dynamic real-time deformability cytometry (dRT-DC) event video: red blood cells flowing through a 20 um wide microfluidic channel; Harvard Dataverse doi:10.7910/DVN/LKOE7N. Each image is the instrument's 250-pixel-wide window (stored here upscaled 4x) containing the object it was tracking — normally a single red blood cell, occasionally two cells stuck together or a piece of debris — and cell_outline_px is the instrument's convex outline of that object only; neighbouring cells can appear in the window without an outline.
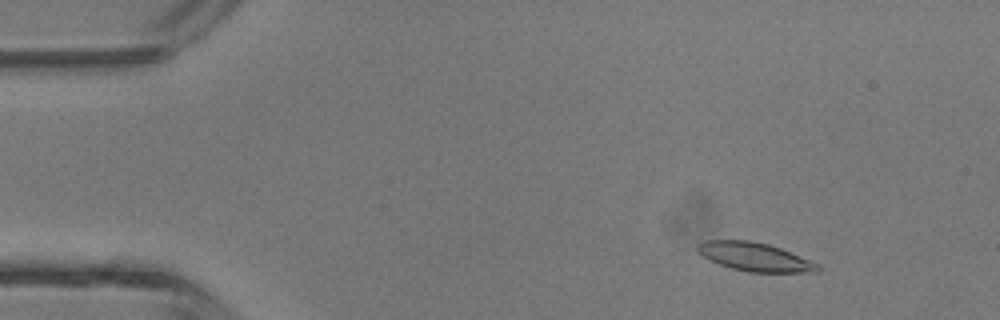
{"species": "common noctule bat (a hibernating species)", "species_latin": "Nyctalus noctula", "temperature_condition": "room temperature", "stored_images_in_passage": 44, "camera_frame_rate_fps": 3000, "um_per_image_px": 0.085, "animal": {"sex": "male", "body_mass_g": 13.3}, "frame": {"image": 1, "passage_image": 5, "time_ms": 1.333, "image_size_px": [1000, 320], "cell_outline_px": [[820, 272], [748, 272], [732, 268], [708, 260], [696, 248], [696, 244], [704, 240], [752, 240], [768, 244], [780, 248], [820, 264]], "centroid_in_image_um": [64.16, 21.83], "position_along_channel_um": 20.8, "area_um2": 20.0}}
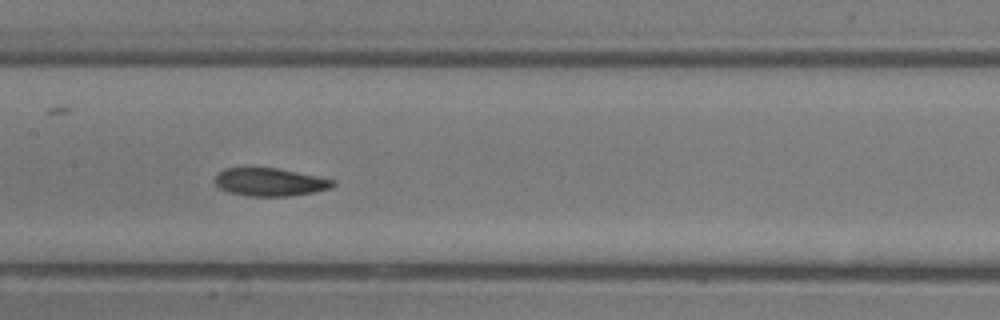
{"frame": {"image": 2, "passage_image": 21, "time_ms": 6.667, "image_size_px": [1000, 320], "cell_outline_px": [[336, 184], [332, 188], [312, 192], [288, 196], [244, 196], [228, 192], [220, 188], [212, 180], [216, 172], [224, 168], [276, 168], [336, 180]], "centroid_in_image_um": [22.89, 15.48], "position_along_channel_um": 184.5, "area_um2": 19.36}}
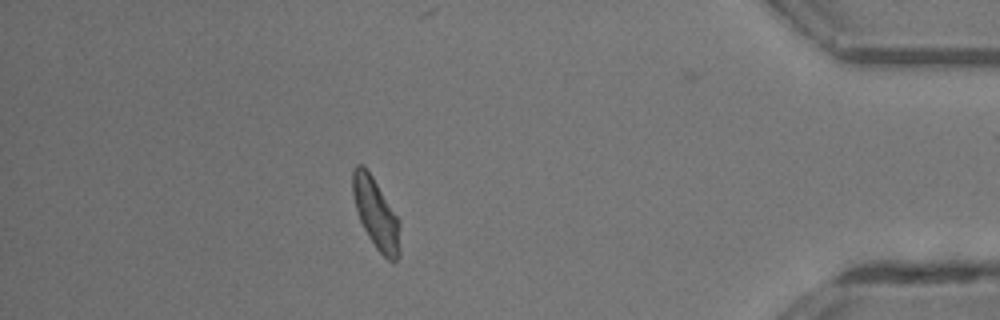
{"frame": {"image": 3, "passage_image": 38, "time_ms": 12.333, "image_size_px": [1000, 320], "cell_outline_px": [[400, 256], [392, 264], [376, 248], [368, 236], [360, 220], [356, 208], [352, 192], [352, 172], [356, 164], [364, 164], [372, 176], [400, 220]], "centroid_in_image_um": [31.98, 18.17], "position_along_channel_um": 403.2, "area_um2": 19.54}, "authors_computed_cell_mechanics": {"area_um2": 19.7387, "velocity_mm_per_s": 4.7022, "shape_relaxation_time_tau1_ms": 2.4825, "shape_relaxation_time_tau2_ms": 1.9389, "deformation_change_tau1": 0.1252, "deformation_change_tau2": 0.0858}}